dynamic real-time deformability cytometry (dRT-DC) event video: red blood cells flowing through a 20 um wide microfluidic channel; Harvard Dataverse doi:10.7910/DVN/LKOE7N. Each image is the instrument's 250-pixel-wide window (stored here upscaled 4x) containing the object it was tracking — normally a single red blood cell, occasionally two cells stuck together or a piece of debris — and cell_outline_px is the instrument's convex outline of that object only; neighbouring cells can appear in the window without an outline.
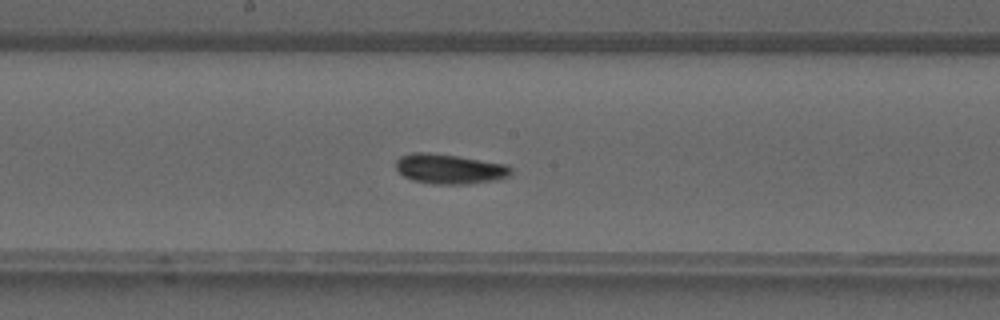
{"species": "common noctule bat (a hibernating species)", "species_latin": "Nyctalus noctula", "temperature_condition": "warm", "stored_images_in_passage": 42, "camera_frame_rate_fps": 3000, "um_per_image_px": 0.085, "animal": {"sex": "male", "forearm_length_mm": 52.5}, "frame": {"image": 1, "passage_image": 23, "time_ms": 7.333, "image_size_px": [1000, 320], "cell_outline_px": [[512, 176], [496, 180], [468, 184], [432, 184], [412, 180], [404, 176], [396, 168], [396, 160], [400, 156], [412, 152], [428, 152], [456, 156], [508, 164], [512, 168]], "centroid_in_image_um": [38.24, 14.36], "position_along_channel_um": 210.0, "area_um2": 20.23}}
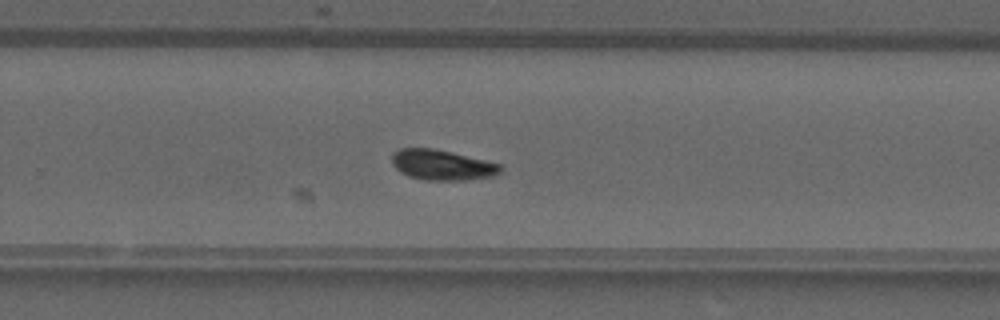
{"frame": {"image": 2, "passage_image": 28, "time_ms": 9.0, "image_size_px": [1000, 320], "cell_outline_px": [[504, 168], [500, 172], [492, 176], [464, 180], [424, 180], [408, 176], [400, 172], [392, 164], [392, 152], [400, 148], [432, 148], [452, 152], [500, 164]], "centroid_in_image_um": [37.54, 14.02], "position_along_channel_um": 292.3, "area_um2": 19.19}}
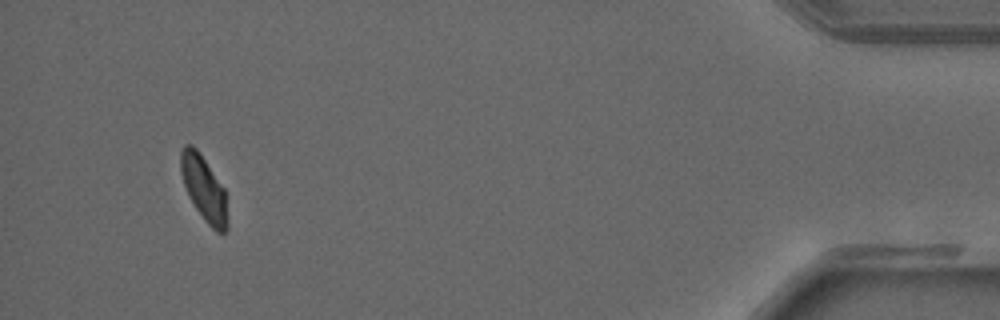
{"frame": {"image": 3, "passage_image": 40, "time_ms": 13.0, "image_size_px": [1000, 320], "cell_outline_px": [[228, 228], [224, 232], [216, 232], [204, 220], [188, 196], [180, 172], [180, 152], [184, 144], [192, 144], [196, 148], [224, 188], [228, 220]], "centroid_in_image_um": [17.32, 16.02], "position_along_channel_um": 417.9, "area_um2": 17.63}}